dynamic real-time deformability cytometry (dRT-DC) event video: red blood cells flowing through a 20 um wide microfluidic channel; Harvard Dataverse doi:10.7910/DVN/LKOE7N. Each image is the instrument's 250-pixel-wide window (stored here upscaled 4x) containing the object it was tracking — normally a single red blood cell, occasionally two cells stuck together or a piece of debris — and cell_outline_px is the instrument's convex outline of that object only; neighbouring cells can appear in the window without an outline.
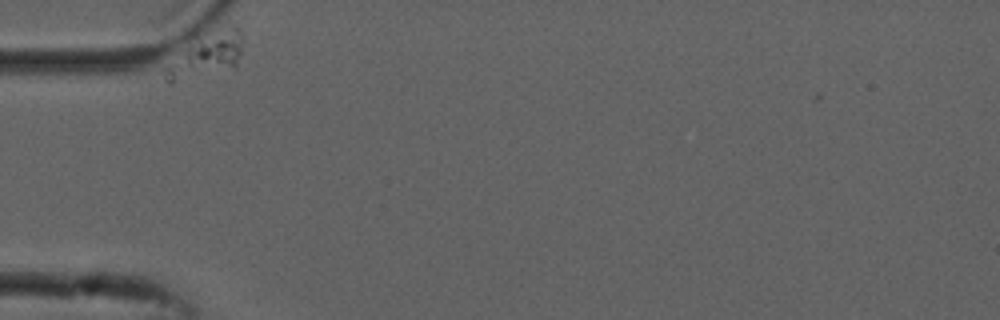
{"species": "common noctule bat (a hibernating species)", "species_latin": "Nyctalus noctula", "temperature_condition": "cold", "stored_images_in_passage": 39, "camera_frame_rate_fps": 3000, "um_per_image_px": 0.085, "animal": {"sex": "male", "forearm_length_mm": 52.5}, "frame": {"image": 1, "passage_image": 1, "time_ms": 0.0, "image_size_px": [1000, 320], "cell_outline_px": [[244, 40], [236, 64], [172, 84], [168, 84], [164, 80], [164, 68], [200, 40], [232, 28], [236, 28], [244, 36]], "centroid_in_image_um": [17.53, 4.81], "position_along_channel_um": 67.5, "area_um2": 17.46}}
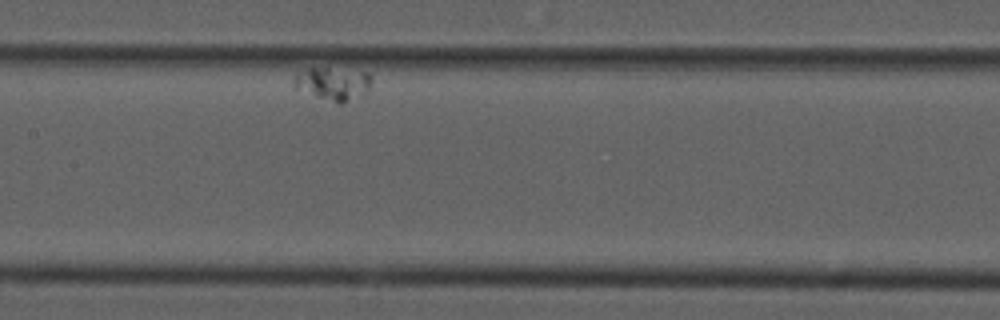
{"frame": {"image": 2, "passage_image": 17, "time_ms": 5.333, "image_size_px": [1000, 320], "cell_outline_px": [[372, 84], [368, 92], [340, 104], [316, 96], [296, 88], [296, 72], [308, 68], [328, 68], [368, 72], [372, 76]], "centroid_in_image_um": [28.38, 7.09], "position_along_channel_um": 179.0, "area_um2": 14.74}}
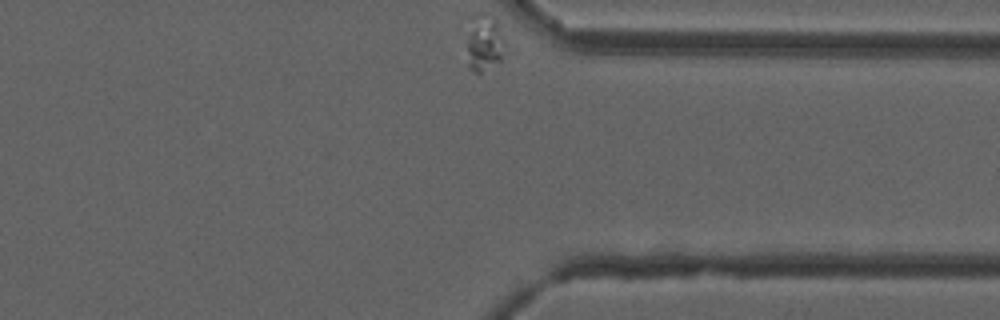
{"frame": {"image": 3, "passage_image": 39, "time_ms": 12.667, "image_size_px": [1000, 320], "cell_outline_px": [[504, 60], [480, 72], [476, 72], [468, 68], [468, 36], [472, 12], [492, 12], [496, 16], [504, 44]], "centroid_in_image_um": [41.19, 3.56], "position_along_channel_um": 370.2, "area_um2": 13.01}}